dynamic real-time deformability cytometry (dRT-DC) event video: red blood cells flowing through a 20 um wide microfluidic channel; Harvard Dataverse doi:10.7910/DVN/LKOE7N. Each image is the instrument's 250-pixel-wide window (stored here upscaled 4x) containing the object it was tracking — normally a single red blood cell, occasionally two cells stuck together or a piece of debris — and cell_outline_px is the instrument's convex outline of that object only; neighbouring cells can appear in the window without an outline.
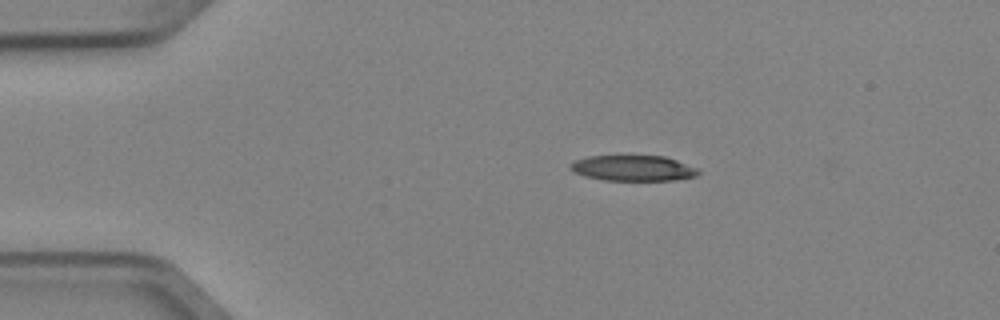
{"species": "Egyptian fruit bat (a non-hibernating species)", "species_latin": "Rousettus aegyptiacus", "temperature_condition": "cold", "stored_images_in_passage": 5, "camera_frame_rate_fps": 3000, "um_per_image_px": 0.085, "animal": {"sex": "female"}, "frame": {"image": 1, "passage_image": 1, "time_ms": 0.0, "image_size_px": [1000, 320], "cell_outline_px": [[700, 172], [696, 176], [672, 180], [604, 180], [584, 176], [568, 168], [568, 164], [576, 160], [588, 156], [620, 152], [664, 156], [676, 160], [696, 168]], "centroid_in_image_um": [53.73, 14.23], "position_along_channel_um": 31.3, "area_um2": 20.0}}
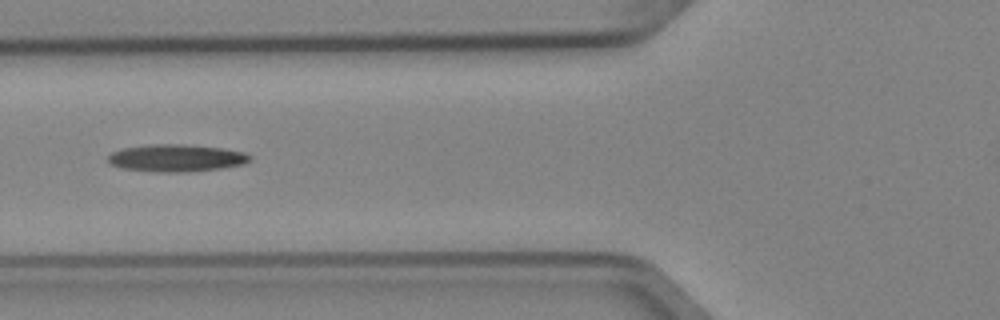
{"frame": {"image": 2, "passage_image": 4, "time_ms": 1.0, "image_size_px": [1000, 320], "cell_outline_px": [[252, 160], [244, 164], [220, 168], [184, 172], [156, 172], [124, 168], [108, 164], [108, 156], [112, 152], [124, 148], [148, 144], [180, 144], [220, 148], [244, 152], [252, 156]], "centroid_in_image_um": [14.98, 13.43], "position_along_channel_um": 110.8, "area_um2": 22.48}}
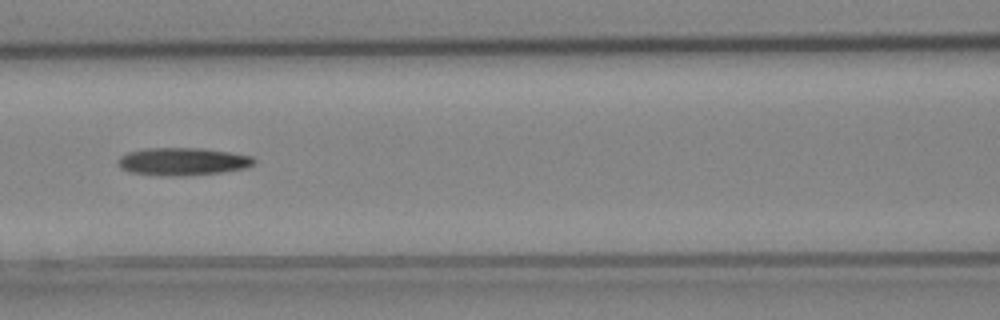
{"frame": {"image": 3, "passage_image": 5, "time_ms": 1.333, "image_size_px": [1000, 320], "cell_outline_px": [[256, 160], [252, 164], [244, 168], [220, 172], [132, 172], [120, 168], [120, 156], [128, 152], [148, 148], [204, 148], [252, 156]], "centroid_in_image_um": [15.58, 13.64], "position_along_channel_um": 151.0, "area_um2": 20.11}}